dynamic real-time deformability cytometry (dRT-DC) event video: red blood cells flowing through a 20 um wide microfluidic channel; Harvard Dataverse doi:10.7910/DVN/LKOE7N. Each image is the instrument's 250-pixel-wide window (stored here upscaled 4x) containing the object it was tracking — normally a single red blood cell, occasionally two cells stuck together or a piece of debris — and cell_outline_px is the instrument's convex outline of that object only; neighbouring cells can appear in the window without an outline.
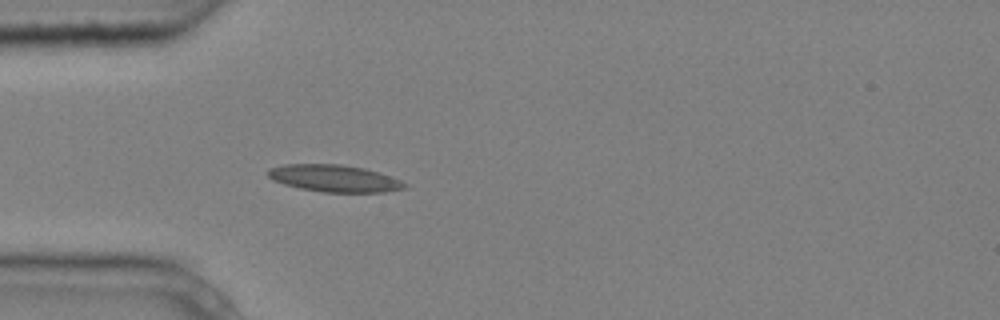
{"species": "common noctule bat (a hibernating species)", "species_latin": "Nyctalus noctula", "temperature_condition": "cold", "stored_images_in_passage": 2, "camera_frame_rate_fps": 3000, "um_per_image_px": 0.085, "animal": {"sex": "male", "body_mass_g": 20.4}, "frame": {"image": 1, "passage_image": 2, "time_ms": 0.333, "image_size_px": [1000, 320], "cell_outline_px": [[408, 188], [384, 192], [324, 192], [300, 188], [284, 184], [272, 180], [268, 176], [268, 168], [284, 164], [340, 164], [364, 168], [400, 180], [408, 184]], "centroid_in_image_um": [28.4, 15.16], "position_along_channel_um": 56.6, "area_um2": 21.44}}